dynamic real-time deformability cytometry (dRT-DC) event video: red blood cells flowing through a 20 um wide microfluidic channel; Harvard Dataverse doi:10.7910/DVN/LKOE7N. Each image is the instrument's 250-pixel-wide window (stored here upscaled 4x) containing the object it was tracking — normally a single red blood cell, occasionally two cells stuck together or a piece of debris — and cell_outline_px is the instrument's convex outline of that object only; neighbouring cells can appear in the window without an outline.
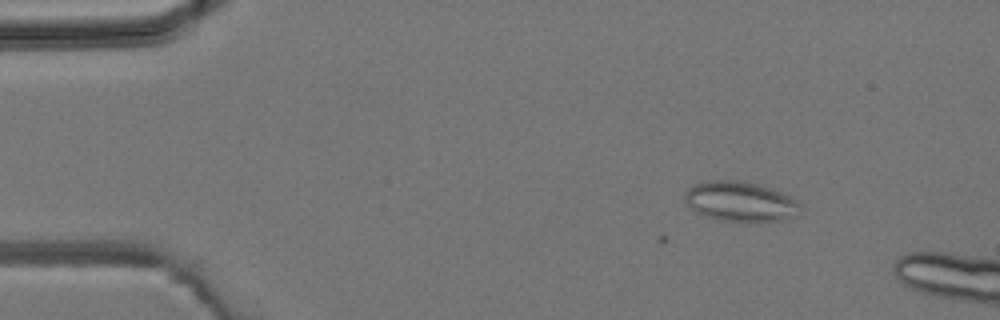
{"species": "common noctule bat (a hibernating species)", "species_latin": "Nyctalus noctula", "temperature_condition": "room temperature", "stored_images_in_passage": 3, "camera_frame_rate_fps": 3000, "um_per_image_px": 0.085, "animal": {"sex": "male", "body_mass_g": 19.2, "forearm_length_mm": 51.8}, "frame": {"image": 1, "passage_image": 2, "time_ms": 1.333, "image_size_px": [1000, 320], "cell_outline_px": [[804, 208], [800, 216], [784, 220], [756, 224], [720, 220], [704, 216], [696, 212], [684, 200], [684, 196], [688, 188], [692, 184], [708, 180], [736, 180], [756, 184], [772, 188], [792, 196]], "centroid_in_image_um": [63.01, 17.17], "position_along_channel_um": 22.0, "area_um2": 27.98}}